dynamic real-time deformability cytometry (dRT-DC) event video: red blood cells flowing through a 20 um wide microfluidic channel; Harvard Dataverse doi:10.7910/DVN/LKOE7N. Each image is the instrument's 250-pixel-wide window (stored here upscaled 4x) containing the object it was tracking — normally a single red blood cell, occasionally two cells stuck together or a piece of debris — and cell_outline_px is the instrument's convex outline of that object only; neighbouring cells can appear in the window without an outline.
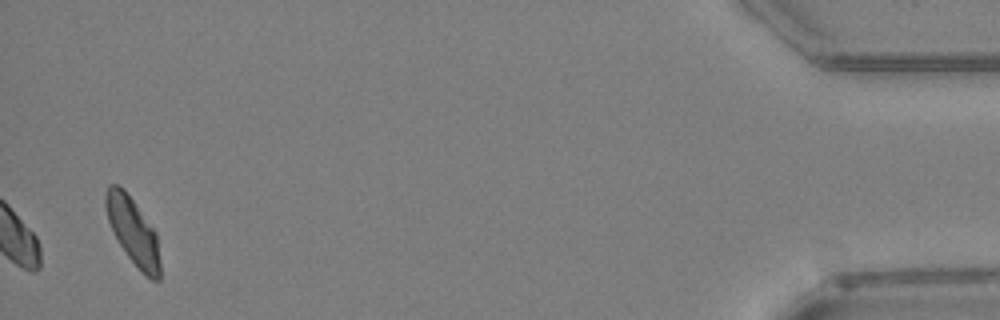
{"species": "Egyptian fruit bat (a non-hibernating species)", "species_latin": "Rousettus aegyptiacus", "temperature_condition": "warm", "stored_images_in_passage": 31, "camera_frame_rate_fps": 3000, "um_per_image_px": 0.085, "animal": {"sex": "female"}, "frame": {"image": 1, "passage_image": 31, "time_ms": 10.0, "image_size_px": [1000, 320], "cell_outline_px": [[160, 280], [152, 280], [144, 276], [140, 272], [128, 256], [112, 232], [108, 220], [104, 204], [104, 192], [108, 184], [116, 184], [124, 188], [156, 232], [160, 264]], "centroid_in_image_um": [11.28, 19.64], "position_along_channel_um": 423.9, "area_um2": 21.39}}